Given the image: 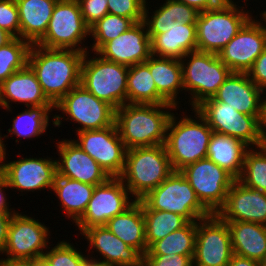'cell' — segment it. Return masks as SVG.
<instances>
[{
  "instance_id": "obj_36",
  "label": "cell",
  "mask_w": 266,
  "mask_h": 266,
  "mask_svg": "<svg viewBox=\"0 0 266 266\" xmlns=\"http://www.w3.org/2000/svg\"><path fill=\"white\" fill-rule=\"evenodd\" d=\"M237 180L250 189L266 193V151L262 146L255 150L248 148L242 173Z\"/></svg>"
},
{
  "instance_id": "obj_19",
  "label": "cell",
  "mask_w": 266,
  "mask_h": 266,
  "mask_svg": "<svg viewBox=\"0 0 266 266\" xmlns=\"http://www.w3.org/2000/svg\"><path fill=\"white\" fill-rule=\"evenodd\" d=\"M126 66L144 63L151 55V38L144 21L106 42L94 55Z\"/></svg>"
},
{
  "instance_id": "obj_21",
  "label": "cell",
  "mask_w": 266,
  "mask_h": 266,
  "mask_svg": "<svg viewBox=\"0 0 266 266\" xmlns=\"http://www.w3.org/2000/svg\"><path fill=\"white\" fill-rule=\"evenodd\" d=\"M61 160H56L57 175L90 185L105 183L110 176L100 165L72 139H62L57 143Z\"/></svg>"
},
{
  "instance_id": "obj_59",
  "label": "cell",
  "mask_w": 266,
  "mask_h": 266,
  "mask_svg": "<svg viewBox=\"0 0 266 266\" xmlns=\"http://www.w3.org/2000/svg\"><path fill=\"white\" fill-rule=\"evenodd\" d=\"M261 146H262V147L265 149V151H266V137H263V138H262Z\"/></svg>"
},
{
  "instance_id": "obj_26",
  "label": "cell",
  "mask_w": 266,
  "mask_h": 266,
  "mask_svg": "<svg viewBox=\"0 0 266 266\" xmlns=\"http://www.w3.org/2000/svg\"><path fill=\"white\" fill-rule=\"evenodd\" d=\"M19 13L20 38L37 44L45 35L58 0H15Z\"/></svg>"
},
{
  "instance_id": "obj_15",
  "label": "cell",
  "mask_w": 266,
  "mask_h": 266,
  "mask_svg": "<svg viewBox=\"0 0 266 266\" xmlns=\"http://www.w3.org/2000/svg\"><path fill=\"white\" fill-rule=\"evenodd\" d=\"M73 140L89 154L110 177H120L125 166L126 147L116 124L99 130L77 132ZM79 140V141H78Z\"/></svg>"
},
{
  "instance_id": "obj_6",
  "label": "cell",
  "mask_w": 266,
  "mask_h": 266,
  "mask_svg": "<svg viewBox=\"0 0 266 266\" xmlns=\"http://www.w3.org/2000/svg\"><path fill=\"white\" fill-rule=\"evenodd\" d=\"M85 53L81 65L80 84L98 99L115 110L127 103V75L129 67L106 60L100 55L90 59Z\"/></svg>"
},
{
  "instance_id": "obj_49",
  "label": "cell",
  "mask_w": 266,
  "mask_h": 266,
  "mask_svg": "<svg viewBox=\"0 0 266 266\" xmlns=\"http://www.w3.org/2000/svg\"><path fill=\"white\" fill-rule=\"evenodd\" d=\"M10 188L8 186L7 181L5 178L0 182V213H16V211H12V209L9 208V204L7 203L8 198H6V195L4 194V189Z\"/></svg>"
},
{
  "instance_id": "obj_31",
  "label": "cell",
  "mask_w": 266,
  "mask_h": 266,
  "mask_svg": "<svg viewBox=\"0 0 266 266\" xmlns=\"http://www.w3.org/2000/svg\"><path fill=\"white\" fill-rule=\"evenodd\" d=\"M94 185L65 178L56 174L52 191L59 198L66 216L75 223L85 212L88 202L92 198Z\"/></svg>"
},
{
  "instance_id": "obj_53",
  "label": "cell",
  "mask_w": 266,
  "mask_h": 266,
  "mask_svg": "<svg viewBox=\"0 0 266 266\" xmlns=\"http://www.w3.org/2000/svg\"><path fill=\"white\" fill-rule=\"evenodd\" d=\"M12 38L13 36L10 33L0 28V47L7 44Z\"/></svg>"
},
{
  "instance_id": "obj_18",
  "label": "cell",
  "mask_w": 266,
  "mask_h": 266,
  "mask_svg": "<svg viewBox=\"0 0 266 266\" xmlns=\"http://www.w3.org/2000/svg\"><path fill=\"white\" fill-rule=\"evenodd\" d=\"M57 174L56 160L47 158H22L4 163V178L10 188L35 191L53 188Z\"/></svg>"
},
{
  "instance_id": "obj_5",
  "label": "cell",
  "mask_w": 266,
  "mask_h": 266,
  "mask_svg": "<svg viewBox=\"0 0 266 266\" xmlns=\"http://www.w3.org/2000/svg\"><path fill=\"white\" fill-rule=\"evenodd\" d=\"M139 201L142 203V210L173 212L183 216L188 222H197L211 215L180 171H173L161 185Z\"/></svg>"
},
{
  "instance_id": "obj_45",
  "label": "cell",
  "mask_w": 266,
  "mask_h": 266,
  "mask_svg": "<svg viewBox=\"0 0 266 266\" xmlns=\"http://www.w3.org/2000/svg\"><path fill=\"white\" fill-rule=\"evenodd\" d=\"M199 12L185 3L171 0V16L175 22L183 24H196Z\"/></svg>"
},
{
  "instance_id": "obj_39",
  "label": "cell",
  "mask_w": 266,
  "mask_h": 266,
  "mask_svg": "<svg viewBox=\"0 0 266 266\" xmlns=\"http://www.w3.org/2000/svg\"><path fill=\"white\" fill-rule=\"evenodd\" d=\"M46 250L44 257L51 266H86L89 256H84L74 248L73 244L67 241H60L51 250Z\"/></svg>"
},
{
  "instance_id": "obj_12",
  "label": "cell",
  "mask_w": 266,
  "mask_h": 266,
  "mask_svg": "<svg viewBox=\"0 0 266 266\" xmlns=\"http://www.w3.org/2000/svg\"><path fill=\"white\" fill-rule=\"evenodd\" d=\"M54 108L66 114L67 120L82 125L75 130L77 132L99 130L115 123V109L81 84L71 89Z\"/></svg>"
},
{
  "instance_id": "obj_56",
  "label": "cell",
  "mask_w": 266,
  "mask_h": 266,
  "mask_svg": "<svg viewBox=\"0 0 266 266\" xmlns=\"http://www.w3.org/2000/svg\"><path fill=\"white\" fill-rule=\"evenodd\" d=\"M86 266H114V265L100 262L99 260L97 261V259H95V258L93 259L92 257H89Z\"/></svg>"
},
{
  "instance_id": "obj_55",
  "label": "cell",
  "mask_w": 266,
  "mask_h": 266,
  "mask_svg": "<svg viewBox=\"0 0 266 266\" xmlns=\"http://www.w3.org/2000/svg\"><path fill=\"white\" fill-rule=\"evenodd\" d=\"M32 266H51V264L44 256H42V257L33 259Z\"/></svg>"
},
{
  "instance_id": "obj_23",
  "label": "cell",
  "mask_w": 266,
  "mask_h": 266,
  "mask_svg": "<svg viewBox=\"0 0 266 266\" xmlns=\"http://www.w3.org/2000/svg\"><path fill=\"white\" fill-rule=\"evenodd\" d=\"M89 243L102 256L104 262L114 266H140L143 255L134 247L127 245L115 236L105 225L93 226L82 233Z\"/></svg>"
},
{
  "instance_id": "obj_8",
  "label": "cell",
  "mask_w": 266,
  "mask_h": 266,
  "mask_svg": "<svg viewBox=\"0 0 266 266\" xmlns=\"http://www.w3.org/2000/svg\"><path fill=\"white\" fill-rule=\"evenodd\" d=\"M243 8L222 4L199 12L196 19L197 50L218 54L252 18Z\"/></svg>"
},
{
  "instance_id": "obj_48",
  "label": "cell",
  "mask_w": 266,
  "mask_h": 266,
  "mask_svg": "<svg viewBox=\"0 0 266 266\" xmlns=\"http://www.w3.org/2000/svg\"><path fill=\"white\" fill-rule=\"evenodd\" d=\"M13 214L15 213H0V253L2 254L6 247L8 228Z\"/></svg>"
},
{
  "instance_id": "obj_22",
  "label": "cell",
  "mask_w": 266,
  "mask_h": 266,
  "mask_svg": "<svg viewBox=\"0 0 266 266\" xmlns=\"http://www.w3.org/2000/svg\"><path fill=\"white\" fill-rule=\"evenodd\" d=\"M263 94L265 92L251 81L247 73L232 72L212 99L228 103L243 114L262 116Z\"/></svg>"
},
{
  "instance_id": "obj_10",
  "label": "cell",
  "mask_w": 266,
  "mask_h": 266,
  "mask_svg": "<svg viewBox=\"0 0 266 266\" xmlns=\"http://www.w3.org/2000/svg\"><path fill=\"white\" fill-rule=\"evenodd\" d=\"M195 109L205 118L213 132L243 141L249 147L261 146V117L238 112L228 103L204 100Z\"/></svg>"
},
{
  "instance_id": "obj_41",
  "label": "cell",
  "mask_w": 266,
  "mask_h": 266,
  "mask_svg": "<svg viewBox=\"0 0 266 266\" xmlns=\"http://www.w3.org/2000/svg\"><path fill=\"white\" fill-rule=\"evenodd\" d=\"M108 13L141 22L144 19L146 0H107Z\"/></svg>"
},
{
  "instance_id": "obj_40",
  "label": "cell",
  "mask_w": 266,
  "mask_h": 266,
  "mask_svg": "<svg viewBox=\"0 0 266 266\" xmlns=\"http://www.w3.org/2000/svg\"><path fill=\"white\" fill-rule=\"evenodd\" d=\"M143 21L151 39L157 34L166 32L168 28L174 25L175 21L171 16V0H166L150 17L147 5H145Z\"/></svg>"
},
{
  "instance_id": "obj_44",
  "label": "cell",
  "mask_w": 266,
  "mask_h": 266,
  "mask_svg": "<svg viewBox=\"0 0 266 266\" xmlns=\"http://www.w3.org/2000/svg\"><path fill=\"white\" fill-rule=\"evenodd\" d=\"M194 255H143L145 266H193Z\"/></svg>"
},
{
  "instance_id": "obj_1",
  "label": "cell",
  "mask_w": 266,
  "mask_h": 266,
  "mask_svg": "<svg viewBox=\"0 0 266 266\" xmlns=\"http://www.w3.org/2000/svg\"><path fill=\"white\" fill-rule=\"evenodd\" d=\"M84 55V52L76 50L31 45L28 65L34 71L44 95L53 105L80 84Z\"/></svg>"
},
{
  "instance_id": "obj_57",
  "label": "cell",
  "mask_w": 266,
  "mask_h": 266,
  "mask_svg": "<svg viewBox=\"0 0 266 266\" xmlns=\"http://www.w3.org/2000/svg\"><path fill=\"white\" fill-rule=\"evenodd\" d=\"M222 1H223V4L228 5V6H234V7L238 6L236 5V2H233L232 0H222Z\"/></svg>"
},
{
  "instance_id": "obj_30",
  "label": "cell",
  "mask_w": 266,
  "mask_h": 266,
  "mask_svg": "<svg viewBox=\"0 0 266 266\" xmlns=\"http://www.w3.org/2000/svg\"><path fill=\"white\" fill-rule=\"evenodd\" d=\"M249 146L243 141L213 132L207 158L230 173L236 180L243 170L244 156Z\"/></svg>"
},
{
  "instance_id": "obj_51",
  "label": "cell",
  "mask_w": 266,
  "mask_h": 266,
  "mask_svg": "<svg viewBox=\"0 0 266 266\" xmlns=\"http://www.w3.org/2000/svg\"><path fill=\"white\" fill-rule=\"evenodd\" d=\"M0 266H32V260L0 259Z\"/></svg>"
},
{
  "instance_id": "obj_29",
  "label": "cell",
  "mask_w": 266,
  "mask_h": 266,
  "mask_svg": "<svg viewBox=\"0 0 266 266\" xmlns=\"http://www.w3.org/2000/svg\"><path fill=\"white\" fill-rule=\"evenodd\" d=\"M152 74L157 91L172 105L179 104L177 94L184 90L180 59L150 56L145 62Z\"/></svg>"
},
{
  "instance_id": "obj_14",
  "label": "cell",
  "mask_w": 266,
  "mask_h": 266,
  "mask_svg": "<svg viewBox=\"0 0 266 266\" xmlns=\"http://www.w3.org/2000/svg\"><path fill=\"white\" fill-rule=\"evenodd\" d=\"M233 255L227 222L216 214L197 221L193 266H228Z\"/></svg>"
},
{
  "instance_id": "obj_47",
  "label": "cell",
  "mask_w": 266,
  "mask_h": 266,
  "mask_svg": "<svg viewBox=\"0 0 266 266\" xmlns=\"http://www.w3.org/2000/svg\"><path fill=\"white\" fill-rule=\"evenodd\" d=\"M195 8L198 12L219 7L223 4L222 0H176Z\"/></svg>"
},
{
  "instance_id": "obj_4",
  "label": "cell",
  "mask_w": 266,
  "mask_h": 266,
  "mask_svg": "<svg viewBox=\"0 0 266 266\" xmlns=\"http://www.w3.org/2000/svg\"><path fill=\"white\" fill-rule=\"evenodd\" d=\"M173 172L164 144L128 149L120 179L135 200L161 185ZM127 182V183H126Z\"/></svg>"
},
{
  "instance_id": "obj_28",
  "label": "cell",
  "mask_w": 266,
  "mask_h": 266,
  "mask_svg": "<svg viewBox=\"0 0 266 266\" xmlns=\"http://www.w3.org/2000/svg\"><path fill=\"white\" fill-rule=\"evenodd\" d=\"M115 236L142 255L147 252L145 219L142 203L138 200L122 214L111 218L105 225Z\"/></svg>"
},
{
  "instance_id": "obj_11",
  "label": "cell",
  "mask_w": 266,
  "mask_h": 266,
  "mask_svg": "<svg viewBox=\"0 0 266 266\" xmlns=\"http://www.w3.org/2000/svg\"><path fill=\"white\" fill-rule=\"evenodd\" d=\"M180 172L194 189L200 203L211 214H216L224 205L228 191L236 180L209 158L191 163Z\"/></svg>"
},
{
  "instance_id": "obj_46",
  "label": "cell",
  "mask_w": 266,
  "mask_h": 266,
  "mask_svg": "<svg viewBox=\"0 0 266 266\" xmlns=\"http://www.w3.org/2000/svg\"><path fill=\"white\" fill-rule=\"evenodd\" d=\"M247 74L258 88L266 91V49L256 58Z\"/></svg>"
},
{
  "instance_id": "obj_35",
  "label": "cell",
  "mask_w": 266,
  "mask_h": 266,
  "mask_svg": "<svg viewBox=\"0 0 266 266\" xmlns=\"http://www.w3.org/2000/svg\"><path fill=\"white\" fill-rule=\"evenodd\" d=\"M145 219L146 244L148 248L168 234L181 229L188 221L181 215L157 210H143Z\"/></svg>"
},
{
  "instance_id": "obj_38",
  "label": "cell",
  "mask_w": 266,
  "mask_h": 266,
  "mask_svg": "<svg viewBox=\"0 0 266 266\" xmlns=\"http://www.w3.org/2000/svg\"><path fill=\"white\" fill-rule=\"evenodd\" d=\"M135 23L133 19L109 13L103 16L90 26V35L94 40L92 52L96 53L106 42L126 32Z\"/></svg>"
},
{
  "instance_id": "obj_54",
  "label": "cell",
  "mask_w": 266,
  "mask_h": 266,
  "mask_svg": "<svg viewBox=\"0 0 266 266\" xmlns=\"http://www.w3.org/2000/svg\"><path fill=\"white\" fill-rule=\"evenodd\" d=\"M2 134V133H0ZM2 135H0V165H4V161L6 159V145L3 143Z\"/></svg>"
},
{
  "instance_id": "obj_24",
  "label": "cell",
  "mask_w": 266,
  "mask_h": 266,
  "mask_svg": "<svg viewBox=\"0 0 266 266\" xmlns=\"http://www.w3.org/2000/svg\"><path fill=\"white\" fill-rule=\"evenodd\" d=\"M12 101L23 102L27 108L53 105L44 95L34 71L28 64L0 84V106L12 112Z\"/></svg>"
},
{
  "instance_id": "obj_17",
  "label": "cell",
  "mask_w": 266,
  "mask_h": 266,
  "mask_svg": "<svg viewBox=\"0 0 266 266\" xmlns=\"http://www.w3.org/2000/svg\"><path fill=\"white\" fill-rule=\"evenodd\" d=\"M264 24L251 18L218 53L232 72L247 73L266 49V21Z\"/></svg>"
},
{
  "instance_id": "obj_58",
  "label": "cell",
  "mask_w": 266,
  "mask_h": 266,
  "mask_svg": "<svg viewBox=\"0 0 266 266\" xmlns=\"http://www.w3.org/2000/svg\"><path fill=\"white\" fill-rule=\"evenodd\" d=\"M4 179V165H0V182Z\"/></svg>"
},
{
  "instance_id": "obj_16",
  "label": "cell",
  "mask_w": 266,
  "mask_h": 266,
  "mask_svg": "<svg viewBox=\"0 0 266 266\" xmlns=\"http://www.w3.org/2000/svg\"><path fill=\"white\" fill-rule=\"evenodd\" d=\"M49 232V227L38 219L19 212L13 214L3 252L7 256L6 259L33 260L42 257L48 247Z\"/></svg>"
},
{
  "instance_id": "obj_42",
  "label": "cell",
  "mask_w": 266,
  "mask_h": 266,
  "mask_svg": "<svg viewBox=\"0 0 266 266\" xmlns=\"http://www.w3.org/2000/svg\"><path fill=\"white\" fill-rule=\"evenodd\" d=\"M0 28L19 38L20 21L15 0H0Z\"/></svg>"
},
{
  "instance_id": "obj_3",
  "label": "cell",
  "mask_w": 266,
  "mask_h": 266,
  "mask_svg": "<svg viewBox=\"0 0 266 266\" xmlns=\"http://www.w3.org/2000/svg\"><path fill=\"white\" fill-rule=\"evenodd\" d=\"M192 111L196 120L187 115L177 121L173 113L168 123L164 145L173 171H180L191 163L207 158L213 130L197 109Z\"/></svg>"
},
{
  "instance_id": "obj_7",
  "label": "cell",
  "mask_w": 266,
  "mask_h": 266,
  "mask_svg": "<svg viewBox=\"0 0 266 266\" xmlns=\"http://www.w3.org/2000/svg\"><path fill=\"white\" fill-rule=\"evenodd\" d=\"M183 58L180 59L183 86L184 90L190 92V105L195 109L204 100L212 98L217 93L218 88L232 71L215 53L196 50L187 53Z\"/></svg>"
},
{
  "instance_id": "obj_25",
  "label": "cell",
  "mask_w": 266,
  "mask_h": 266,
  "mask_svg": "<svg viewBox=\"0 0 266 266\" xmlns=\"http://www.w3.org/2000/svg\"><path fill=\"white\" fill-rule=\"evenodd\" d=\"M197 50L196 24L175 22L166 32L151 39L152 56L182 59Z\"/></svg>"
},
{
  "instance_id": "obj_34",
  "label": "cell",
  "mask_w": 266,
  "mask_h": 266,
  "mask_svg": "<svg viewBox=\"0 0 266 266\" xmlns=\"http://www.w3.org/2000/svg\"><path fill=\"white\" fill-rule=\"evenodd\" d=\"M54 105H42L29 107L13 119L12 129H8L10 135L23 138H34L46 132L49 126V112L53 111Z\"/></svg>"
},
{
  "instance_id": "obj_2",
  "label": "cell",
  "mask_w": 266,
  "mask_h": 266,
  "mask_svg": "<svg viewBox=\"0 0 266 266\" xmlns=\"http://www.w3.org/2000/svg\"><path fill=\"white\" fill-rule=\"evenodd\" d=\"M173 108L177 109L170 103H126L115 110V124L126 149L165 144Z\"/></svg>"
},
{
  "instance_id": "obj_20",
  "label": "cell",
  "mask_w": 266,
  "mask_h": 266,
  "mask_svg": "<svg viewBox=\"0 0 266 266\" xmlns=\"http://www.w3.org/2000/svg\"><path fill=\"white\" fill-rule=\"evenodd\" d=\"M216 215L224 222L244 221L266 226V193L235 180Z\"/></svg>"
},
{
  "instance_id": "obj_33",
  "label": "cell",
  "mask_w": 266,
  "mask_h": 266,
  "mask_svg": "<svg viewBox=\"0 0 266 266\" xmlns=\"http://www.w3.org/2000/svg\"><path fill=\"white\" fill-rule=\"evenodd\" d=\"M197 222H188L163 239L154 242L144 255H194Z\"/></svg>"
},
{
  "instance_id": "obj_37",
  "label": "cell",
  "mask_w": 266,
  "mask_h": 266,
  "mask_svg": "<svg viewBox=\"0 0 266 266\" xmlns=\"http://www.w3.org/2000/svg\"><path fill=\"white\" fill-rule=\"evenodd\" d=\"M30 48L31 44L20 37L0 47V84L28 64Z\"/></svg>"
},
{
  "instance_id": "obj_50",
  "label": "cell",
  "mask_w": 266,
  "mask_h": 266,
  "mask_svg": "<svg viewBox=\"0 0 266 266\" xmlns=\"http://www.w3.org/2000/svg\"><path fill=\"white\" fill-rule=\"evenodd\" d=\"M228 266H262V263L233 254Z\"/></svg>"
},
{
  "instance_id": "obj_27",
  "label": "cell",
  "mask_w": 266,
  "mask_h": 266,
  "mask_svg": "<svg viewBox=\"0 0 266 266\" xmlns=\"http://www.w3.org/2000/svg\"><path fill=\"white\" fill-rule=\"evenodd\" d=\"M233 254L262 263L266 258V226L253 222H227Z\"/></svg>"
},
{
  "instance_id": "obj_43",
  "label": "cell",
  "mask_w": 266,
  "mask_h": 266,
  "mask_svg": "<svg viewBox=\"0 0 266 266\" xmlns=\"http://www.w3.org/2000/svg\"><path fill=\"white\" fill-rule=\"evenodd\" d=\"M85 23L90 27L108 14L107 0H77Z\"/></svg>"
},
{
  "instance_id": "obj_60",
  "label": "cell",
  "mask_w": 266,
  "mask_h": 266,
  "mask_svg": "<svg viewBox=\"0 0 266 266\" xmlns=\"http://www.w3.org/2000/svg\"><path fill=\"white\" fill-rule=\"evenodd\" d=\"M262 266H266V258H265V260L262 262Z\"/></svg>"
},
{
  "instance_id": "obj_13",
  "label": "cell",
  "mask_w": 266,
  "mask_h": 266,
  "mask_svg": "<svg viewBox=\"0 0 266 266\" xmlns=\"http://www.w3.org/2000/svg\"><path fill=\"white\" fill-rule=\"evenodd\" d=\"M130 194L119 177H110L105 183L95 186L85 212L75 225L81 233L93 226L106 225L111 218L122 214L137 201L130 199Z\"/></svg>"
},
{
  "instance_id": "obj_32",
  "label": "cell",
  "mask_w": 266,
  "mask_h": 266,
  "mask_svg": "<svg viewBox=\"0 0 266 266\" xmlns=\"http://www.w3.org/2000/svg\"><path fill=\"white\" fill-rule=\"evenodd\" d=\"M127 103L166 104L169 103L158 91L145 63L129 66L127 75Z\"/></svg>"
},
{
  "instance_id": "obj_52",
  "label": "cell",
  "mask_w": 266,
  "mask_h": 266,
  "mask_svg": "<svg viewBox=\"0 0 266 266\" xmlns=\"http://www.w3.org/2000/svg\"><path fill=\"white\" fill-rule=\"evenodd\" d=\"M266 95V93L264 94ZM263 99L262 117H261V133L263 137H266V96Z\"/></svg>"
},
{
  "instance_id": "obj_9",
  "label": "cell",
  "mask_w": 266,
  "mask_h": 266,
  "mask_svg": "<svg viewBox=\"0 0 266 266\" xmlns=\"http://www.w3.org/2000/svg\"><path fill=\"white\" fill-rule=\"evenodd\" d=\"M88 35L90 36V27L82 17L78 1L58 0L46 33L37 45L50 49H68L86 53L88 47L81 45Z\"/></svg>"
}]
</instances>
